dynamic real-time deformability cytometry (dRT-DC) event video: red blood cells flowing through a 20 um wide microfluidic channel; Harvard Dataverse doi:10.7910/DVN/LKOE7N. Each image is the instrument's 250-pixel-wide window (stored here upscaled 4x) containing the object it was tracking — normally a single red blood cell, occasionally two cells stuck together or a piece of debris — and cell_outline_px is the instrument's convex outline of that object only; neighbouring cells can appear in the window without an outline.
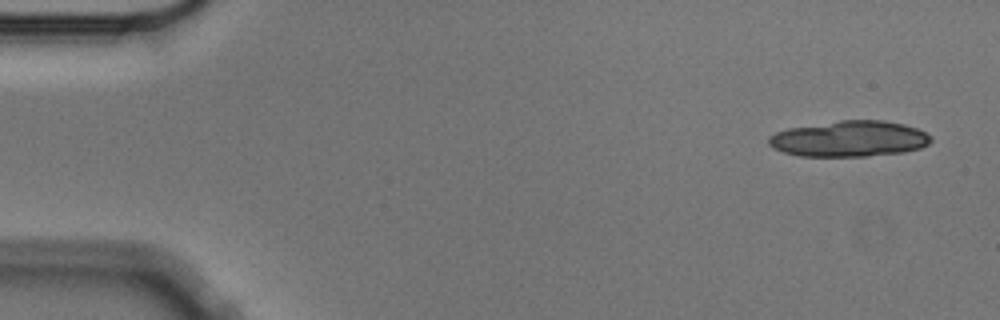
{"species": "Egyptian fruit bat (a non-hibernating species)", "species_latin": "Rousettus aegyptiacus", "temperature_condition": "cold", "stored_images_in_passage": 9, "segment_of_instrument_passage": [1, 2], "camera_frame_rate_fps": 3000, "um_per_image_px": 0.085, "animal": {"sex": "male"}, "frame": {"image": 1, "passage_image": 1, "time_ms": 0.0, "image_size_px": [1000, 320], "cell_outline_px": [[932, 140], [928, 144], [920, 148], [904, 152], [868, 156], [800, 156], [784, 152], [772, 148], [768, 144], [768, 136], [776, 132], [788, 128], [840, 120], [884, 120], [904, 124], [916, 128], [932, 136]], "centroid_in_image_um": [72.19, 11.79], "position_along_channel_um": 12.8, "area_um2": 34.04}}